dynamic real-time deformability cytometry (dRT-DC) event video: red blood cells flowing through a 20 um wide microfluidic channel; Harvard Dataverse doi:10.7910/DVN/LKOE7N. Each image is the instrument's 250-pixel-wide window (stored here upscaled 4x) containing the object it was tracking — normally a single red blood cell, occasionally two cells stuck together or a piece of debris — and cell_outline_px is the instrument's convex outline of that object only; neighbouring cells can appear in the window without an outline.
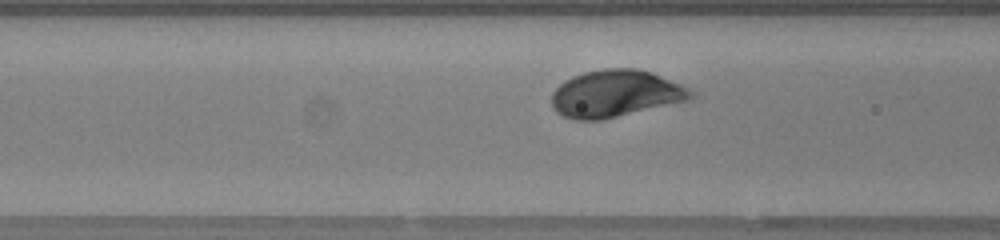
{"species": "human", "species_latin": "Homo sapiens", "temperature_condition": "warm", "stored_images_in_passage": 30, "camera_frame_rate_fps": 3000, "um_per_image_px": 0.085, "donor": {"sex": "female"}, "frame": {"image": 1, "passage_image": 9, "time_ms": 2.667, "image_size_px": [1000, 240], "cell_outline_px": [[696, 96], [688, 100], [600, 120], [576, 120], [564, 116], [556, 112], [552, 108], [552, 92], [564, 80], [572, 76], [584, 72], [604, 68], [636, 68], [652, 72], [680, 84], [696, 92]], "centroid_in_image_um": [52.31, 7.95], "position_along_channel_um": 114.3, "area_um2": 38.15}}
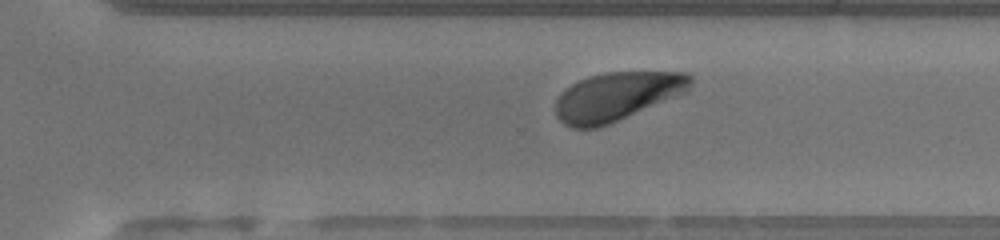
{"frame": {"image": 2, "passage_image": 24, "time_ms": 7.667, "image_size_px": [1000, 240], "cell_outline_px": [[692, 84], [688, 92], [608, 124], [596, 128], [572, 128], [564, 124], [556, 116], [556, 100], [560, 92], [564, 88], [588, 76], [604, 72], [684, 72], [692, 76]], "centroid_in_image_um": [52.44, 8.18], "position_along_channel_um": 318.2, "area_um2": 38.26}}
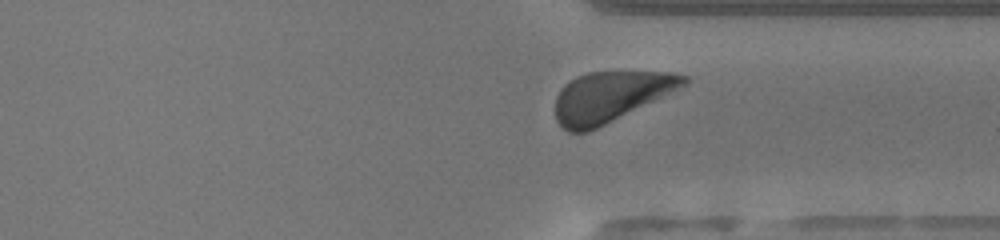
{"frame": {"image": 3, "passage_image": 27, "time_ms": 8.667, "image_size_px": [1000, 240], "cell_outline_px": [[688, 84], [588, 132], [568, 132], [556, 120], [556, 96], [560, 88], [564, 84], [576, 76], [588, 72], [672, 72], [688, 76]], "centroid_in_image_um": [51.86, 8.2], "position_along_channel_um": 359.5, "area_um2": 37.28}, "authors_computed_cell_mechanics": {"area_um2": 37.8879, "velocity_mm_per_s": 4.0861, "shape_relaxation_time_tau1_ms": 0.9348, "shape_relaxation_time_tau2_ms": null, "deformation_change_tau1": 0.1061, "deformation_change_tau2": null}}